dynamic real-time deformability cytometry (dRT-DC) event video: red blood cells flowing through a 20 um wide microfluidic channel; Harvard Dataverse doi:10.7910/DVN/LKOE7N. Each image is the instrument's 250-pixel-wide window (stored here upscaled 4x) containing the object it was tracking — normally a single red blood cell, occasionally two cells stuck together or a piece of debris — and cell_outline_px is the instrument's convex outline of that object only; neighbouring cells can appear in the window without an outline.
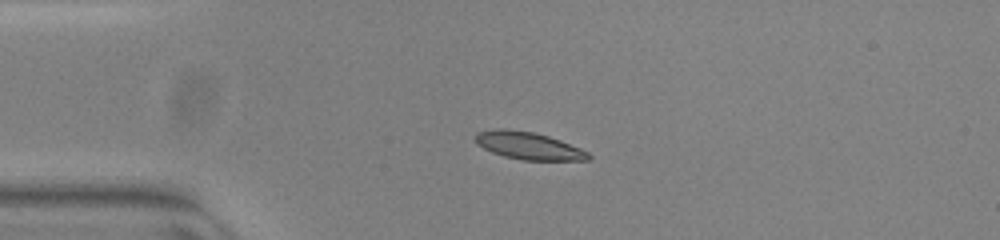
{"species": "common noctule bat (a hibernating species)", "species_latin": "Nyctalus noctula", "temperature_condition": "warm", "stored_images_in_passage": 29, "camera_frame_rate_fps": 3000, "um_per_image_px": 0.085, "animal": {"sex": "female", "body_mass_g": 23.0, "forearm_length_mm": 53.4}, "frame": {"image": 1, "passage_image": 1, "time_ms": 0.0, "image_size_px": [1000, 240], "cell_outline_px": [[592, 156], [588, 160], [524, 160], [504, 156], [492, 152], [476, 144], [476, 132], [500, 128], [504, 128], [532, 132], [548, 136], [560, 140], [580, 148], [588, 152]], "centroid_in_image_um": [44.92, 12.39], "position_along_channel_um": 40.1, "area_um2": 17.92}}
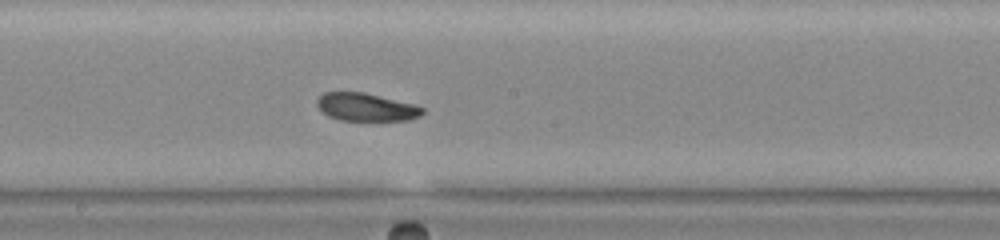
{"frame": {"image": 2, "passage_image": 17, "time_ms": 5.333, "image_size_px": [1000, 240], "cell_outline_px": [[424, 112], [420, 116], [408, 120], [340, 120], [328, 116], [316, 104], [316, 100], [324, 92], [364, 92], [412, 104], [424, 108]], "centroid_in_image_um": [31.11, 9.1], "position_along_channel_um": 217.1, "area_um2": 16.94}}
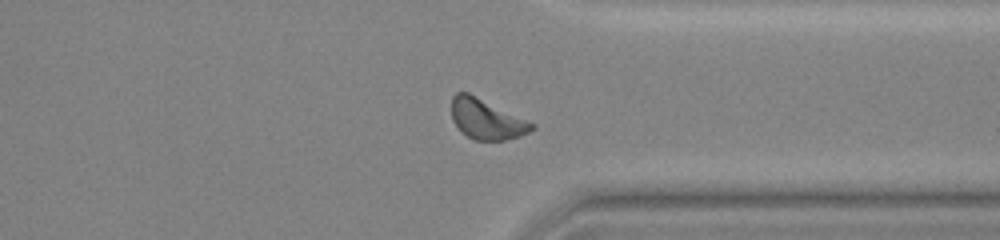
{"frame": {"image": 3, "passage_image": 29, "time_ms": 9.333, "image_size_px": [1000, 240], "cell_outline_px": [[536, 128], [520, 136], [504, 140], [472, 140], [452, 120], [452, 96], [456, 92], [468, 92], [536, 124]], "centroid_in_image_um": [41.37, 10.12], "position_along_channel_um": 370.0, "area_um2": 18.61}, "authors_computed_cell_mechanics": {"area_um2": 17.8024, "velocity_mm_per_s": 3.8765, "shape_relaxation_time_tau1_ms": 5.7543, "shape_relaxation_time_tau2_ms": 5.6852, "deformation_change_tau1": 0.1452, "deformation_change_tau2": 0.1098}}